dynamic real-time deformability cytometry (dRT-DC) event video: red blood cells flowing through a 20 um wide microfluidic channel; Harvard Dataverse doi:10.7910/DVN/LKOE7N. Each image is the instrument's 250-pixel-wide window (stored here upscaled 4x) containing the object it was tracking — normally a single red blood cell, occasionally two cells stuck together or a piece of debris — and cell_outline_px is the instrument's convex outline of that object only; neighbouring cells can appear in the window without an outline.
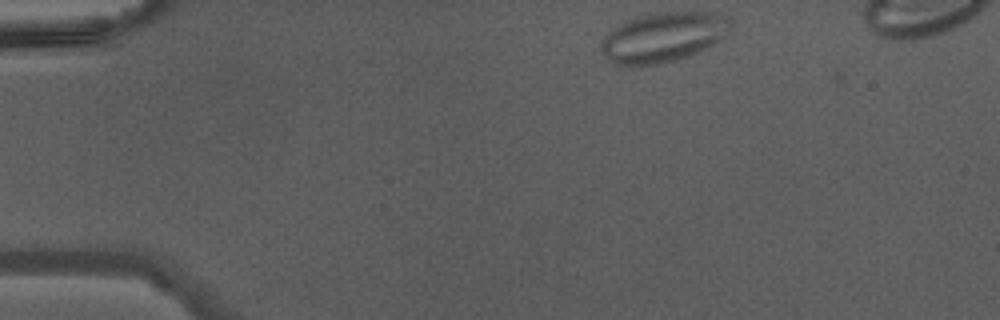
{"species": "Egyptian fruit bat (a non-hibernating species)", "species_latin": "Rousettus aegyptiacus", "temperature_condition": "warm", "stored_images_in_passage": 37, "camera_frame_rate_fps": 3000, "um_per_image_px": 0.085, "animal": {"sex": "male"}, "frame": {"image": 1, "passage_image": 1, "time_ms": 0.0, "image_size_px": [1000, 320], "cell_outline_px": [[732, 28], [708, 48], [688, 56], [676, 60], [656, 64], [616, 64], [600, 48], [600, 44], [608, 32], [624, 20], [636, 16], [660, 12], [708, 12], [732, 16]], "centroid_in_image_um": [56.43, 3.12], "position_along_channel_um": 28.6, "area_um2": 37.28}}
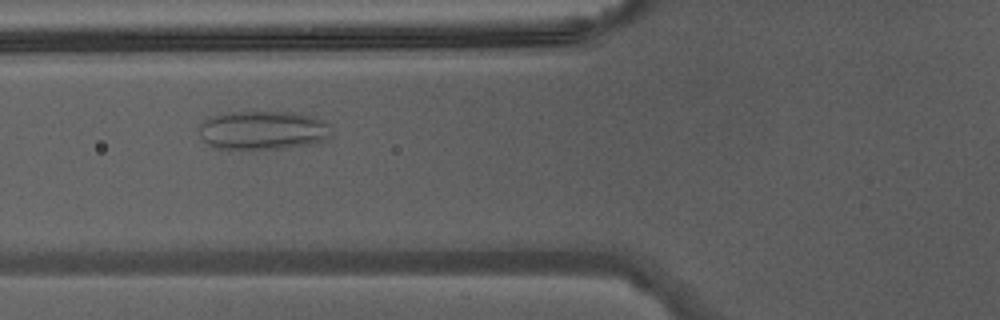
{"frame": {"image": 2, "passage_image": 11, "time_ms": 3.333, "image_size_px": [1000, 320], "cell_outline_px": [[332, 136], [328, 140], [312, 144], [288, 148], [256, 152], [252, 152], [212, 148], [200, 136], [196, 128], [208, 116], [224, 112], [300, 112], [324, 120], [328, 124]], "centroid_in_image_um": [22.31, 11.12], "position_along_channel_um": 103.5, "area_um2": 31.62}}
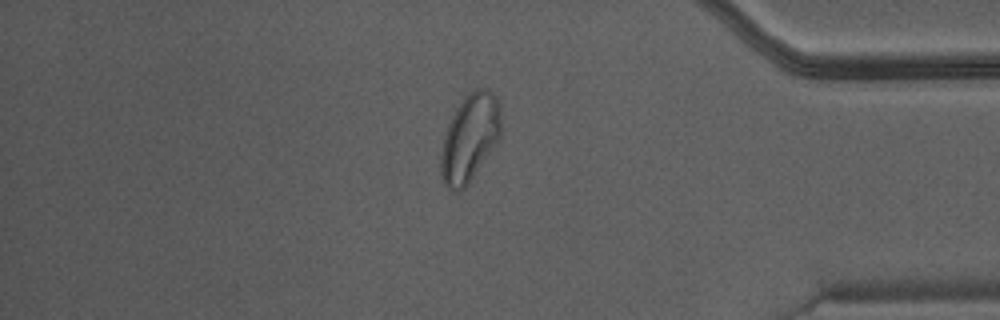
{"frame": {"image": 3, "passage_image": 32, "time_ms": 10.333, "image_size_px": [1000, 320], "cell_outline_px": [[500, 136], [468, 184], [464, 188], [456, 192], [448, 188], [444, 184], [440, 176], [440, 156], [444, 136], [448, 124], [456, 108], [468, 92], [476, 88], [484, 88], [492, 92], [496, 96], [500, 104]], "centroid_in_image_um": [39.91, 11.71], "position_along_channel_um": 395.3, "area_um2": 30.46}}